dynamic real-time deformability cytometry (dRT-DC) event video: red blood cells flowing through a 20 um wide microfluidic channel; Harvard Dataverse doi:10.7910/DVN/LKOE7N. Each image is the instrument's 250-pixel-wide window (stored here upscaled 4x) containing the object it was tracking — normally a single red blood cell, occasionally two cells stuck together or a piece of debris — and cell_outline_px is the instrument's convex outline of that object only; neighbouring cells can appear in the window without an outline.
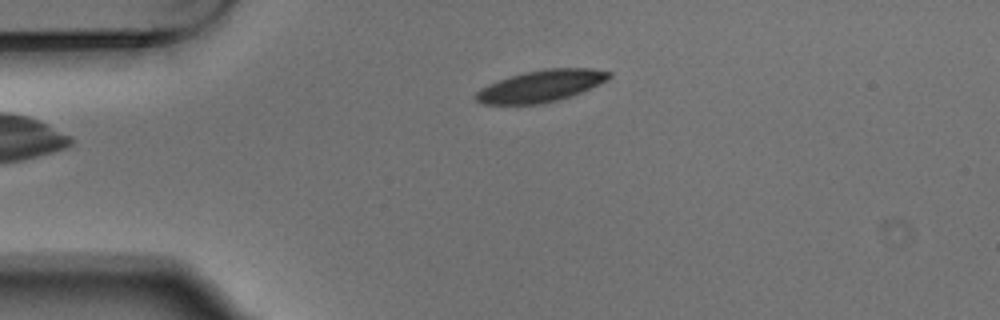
{"species": "Egyptian fruit bat (a non-hibernating species)", "species_latin": "Rousettus aegyptiacus", "temperature_condition": "warm", "stored_images_in_passage": 1, "camera_frame_rate_fps": 3000, "um_per_image_px": 0.085, "animal": {"sex": "male"}, "frame": {"image": 1, "passage_image": 1, "time_ms": 0.0, "image_size_px": [1000, 320], "cell_outline_px": [[612, 76], [608, 80], [572, 96], [540, 104], [480, 104], [472, 96], [480, 88], [488, 84], [524, 72], [544, 68], [592, 68], [612, 72]], "centroid_in_image_um": [45.98, 7.31], "position_along_channel_um": 39.0, "area_um2": 24.74}}